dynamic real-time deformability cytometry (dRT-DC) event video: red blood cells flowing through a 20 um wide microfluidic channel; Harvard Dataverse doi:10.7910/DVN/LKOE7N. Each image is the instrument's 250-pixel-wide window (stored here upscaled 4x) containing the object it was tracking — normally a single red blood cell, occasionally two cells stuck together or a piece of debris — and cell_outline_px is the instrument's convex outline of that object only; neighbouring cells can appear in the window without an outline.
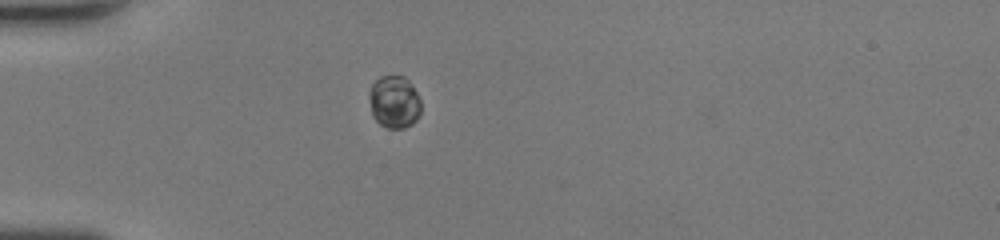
{"species": "human", "species_latin": "Homo sapiens", "temperature_condition": "room temperature", "stored_images_in_passage": 35, "camera_frame_rate_fps": 3000, "um_per_image_px": 0.085, "donor": {"sex": "female"}, "frame": {"image": 1, "passage_image": 1, "time_ms": 0.0, "image_size_px": [1000, 240], "cell_outline_px": [[420, 112], [416, 120], [412, 124], [404, 128], [388, 128], [380, 124], [372, 116], [368, 96], [368, 92], [372, 84], [380, 76], [404, 76], [408, 80], [416, 92], [420, 100]], "centroid_in_image_um": [33.48, 8.66], "position_along_channel_um": 51.5, "area_um2": 15.9}}
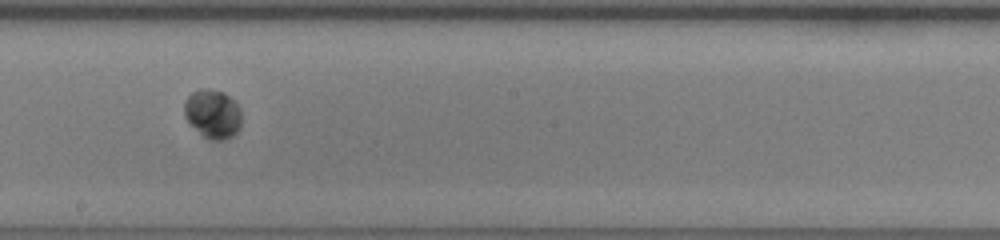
{"frame": {"image": 2, "passage_image": 15, "time_ms": 4.667, "image_size_px": [1000, 240], "cell_outline_px": [[240, 128], [232, 136], [224, 140], [208, 140], [184, 116], [184, 104], [188, 96], [192, 92], [200, 88], [208, 88], [224, 92], [240, 108]], "centroid_in_image_um": [18.08, 9.67], "position_along_channel_um": 230.1, "area_um2": 16.13}}
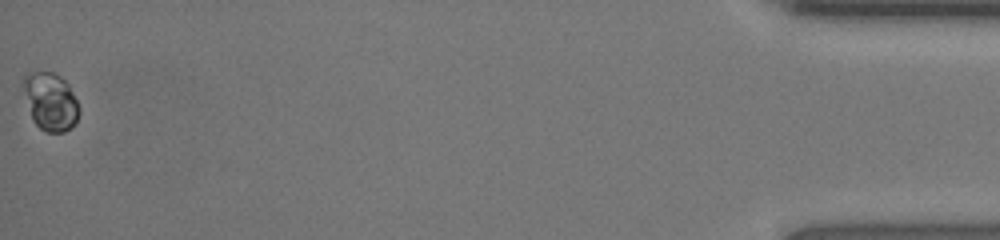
{"frame": {"image": 3, "passage_image": 35, "time_ms": 11.333, "image_size_px": [1000, 240], "cell_outline_px": [[80, 112], [76, 120], [64, 132], [48, 132], [40, 128], [32, 120], [24, 88], [24, 76], [28, 72], [52, 72], [60, 76], [68, 84], [80, 108]], "centroid_in_image_um": [4.3, 8.62], "position_along_channel_um": 430.9, "area_um2": 18.38}}